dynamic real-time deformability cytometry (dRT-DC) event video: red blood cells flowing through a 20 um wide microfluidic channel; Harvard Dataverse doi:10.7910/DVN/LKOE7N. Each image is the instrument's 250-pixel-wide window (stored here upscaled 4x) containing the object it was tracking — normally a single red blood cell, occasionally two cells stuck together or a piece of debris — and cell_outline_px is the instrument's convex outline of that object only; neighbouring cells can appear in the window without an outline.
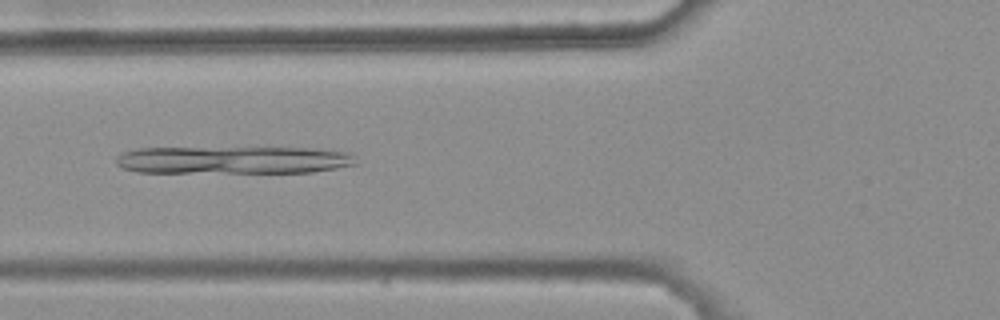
{"species": "common noctule bat (a hibernating species)", "species_latin": "Nyctalus noctula", "temperature_condition": "warm", "stored_images_in_passage": 47, "camera_frame_rate_fps": 3000, "um_per_image_px": 0.085, "animal": {"sex": "female", "body_mass_g": 25.1}, "frame": {"image": 1, "passage_image": 20, "time_ms": 6.333, "image_size_px": [1000, 320], "cell_outline_px": [[356, 164], [336, 168], [312, 172], [136, 172], [124, 168], [116, 164], [116, 156], [124, 152], [136, 148], [312, 148], [348, 152], [352, 156]], "centroid_in_image_um": [19.79, 13.59], "position_along_channel_um": 106.0, "area_um2": 38.32}}
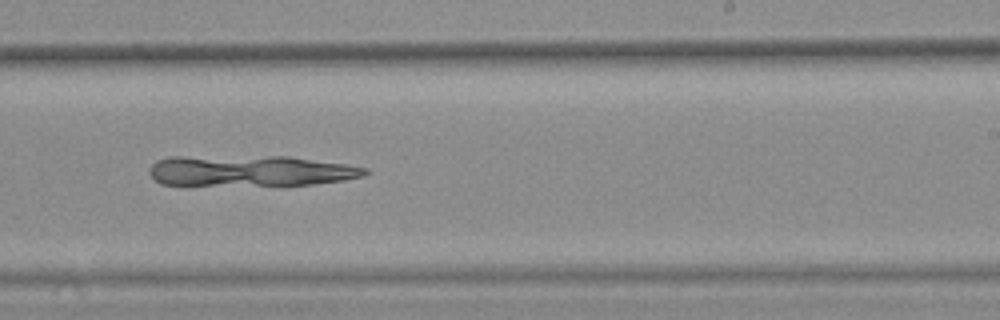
{"frame": {"image": 2, "passage_image": 33, "time_ms": 10.667, "image_size_px": [1000, 320], "cell_outline_px": [[368, 172], [364, 176], [344, 180], [312, 184], [160, 184], [148, 172], [152, 164], [156, 160], [168, 156], [288, 156], [344, 164], [368, 168]], "centroid_in_image_um": [21.26, 14.49], "position_along_channel_um": 267.7, "area_um2": 38.32}}
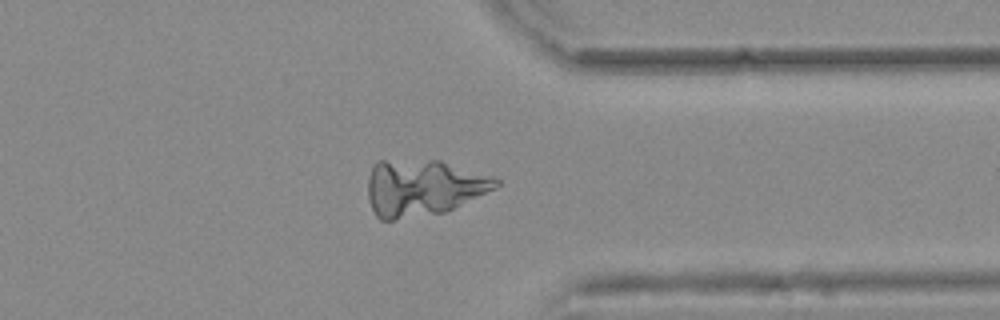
{"frame": {"image": 3, "passage_image": 42, "time_ms": 13.667, "image_size_px": [1000, 320], "cell_outline_px": [[500, 184], [496, 188], [444, 212], [392, 220], [380, 220], [376, 216], [368, 200], [368, 176], [372, 164], [376, 160], [440, 160], [496, 176], [500, 180]], "centroid_in_image_um": [35.95, 15.92], "position_along_channel_um": 375.4, "area_um2": 42.37}}